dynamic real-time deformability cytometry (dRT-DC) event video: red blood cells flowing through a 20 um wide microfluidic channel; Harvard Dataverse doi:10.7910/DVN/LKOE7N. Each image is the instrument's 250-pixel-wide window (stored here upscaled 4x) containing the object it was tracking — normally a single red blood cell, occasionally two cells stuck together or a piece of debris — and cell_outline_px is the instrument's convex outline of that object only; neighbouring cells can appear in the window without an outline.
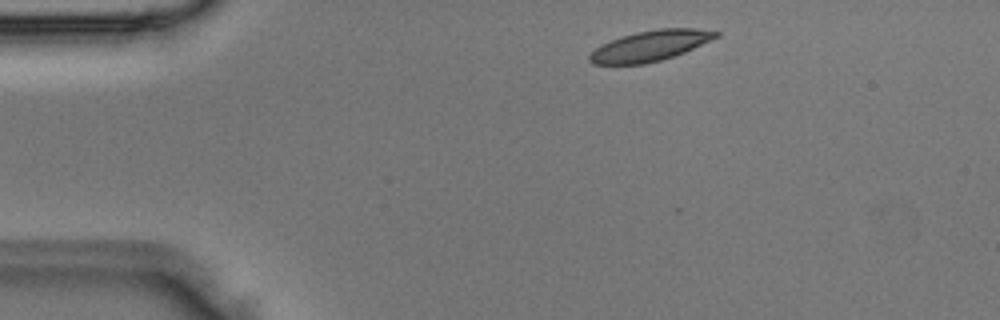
{"species": "Egyptian fruit bat (a non-hibernating species)", "species_latin": "Rousettus aegyptiacus", "temperature_condition": "room temperature", "stored_images_in_passage": 3, "camera_frame_rate_fps": 3000, "um_per_image_px": 0.085, "animal": {"sex": "male"}, "frame": {"image": 1, "passage_image": 1, "time_ms": 0.0, "image_size_px": [1000, 320], "cell_outline_px": [[720, 36], [684, 52], [660, 60], [644, 64], [592, 64], [588, 60], [588, 56], [596, 48], [620, 36], [636, 32], [660, 28], [696, 28], [720, 32]], "centroid_in_image_um": [55.28, 3.88], "position_along_channel_um": 29.7, "area_um2": 22.25}}
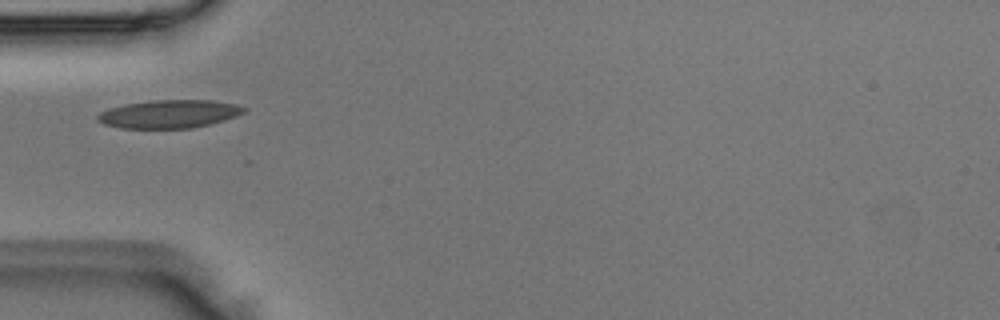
{"frame": {"image": 2, "passage_image": 3, "time_ms": 0.667, "image_size_px": [1000, 320], "cell_outline_px": [[248, 108], [244, 112], [236, 116], [224, 120], [192, 128], [120, 128], [104, 124], [96, 120], [96, 116], [100, 112], [108, 108], [124, 104], [152, 100], [212, 100], [236, 104]], "centroid_in_image_um": [14.36, 9.68], "position_along_channel_um": 70.6, "area_um2": 24.1}}